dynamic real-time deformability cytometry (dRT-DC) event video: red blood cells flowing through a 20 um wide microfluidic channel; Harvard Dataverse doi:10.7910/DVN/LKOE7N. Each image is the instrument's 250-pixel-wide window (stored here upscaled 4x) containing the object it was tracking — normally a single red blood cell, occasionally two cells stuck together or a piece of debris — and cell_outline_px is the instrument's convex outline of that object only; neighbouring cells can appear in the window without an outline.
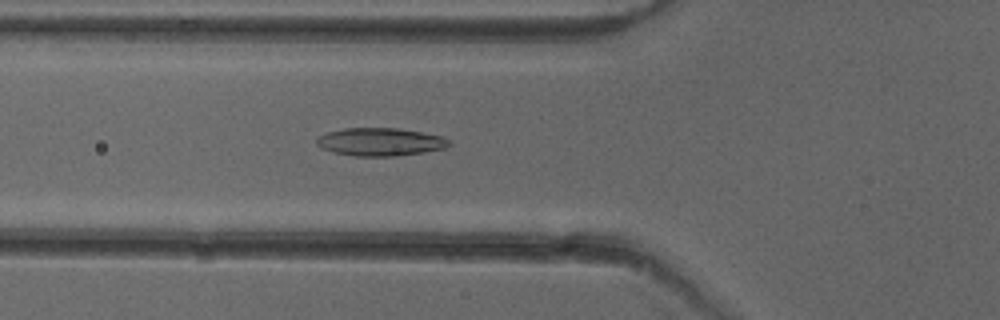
{"species": "common noctule bat (a hibernating species)", "species_latin": "Nyctalus noctula", "temperature_condition": "cold", "stored_images_in_passage": 52, "camera_frame_rate_fps": 3000, "um_per_image_px": 0.085, "animal": {"sex": "female"}, "frame": {"image": 1, "passage_image": 19, "time_ms": 6.0, "image_size_px": [1000, 320], "cell_outline_px": [[452, 144], [444, 148], [424, 152], [400, 156], [352, 156], [332, 152], [320, 148], [316, 144], [316, 136], [328, 132], [344, 128], [400, 128], [440, 136], [448, 140]], "centroid_in_image_um": [32.26, 12.07], "position_along_channel_um": 93.5, "area_um2": 21.73}}
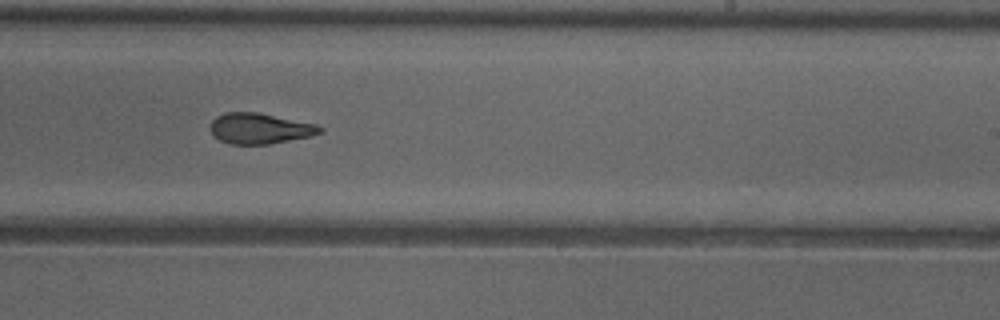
{"frame": {"image": 2, "passage_image": 32, "time_ms": 10.333, "image_size_px": [1000, 320], "cell_outline_px": [[324, 132], [312, 136], [268, 144], [232, 144], [220, 140], [212, 136], [208, 128], [212, 120], [216, 116], [224, 112], [256, 112], [316, 124], [324, 128]], "centroid_in_image_um": [22.06, 10.92], "position_along_channel_um": 266.9, "area_um2": 19.77}}
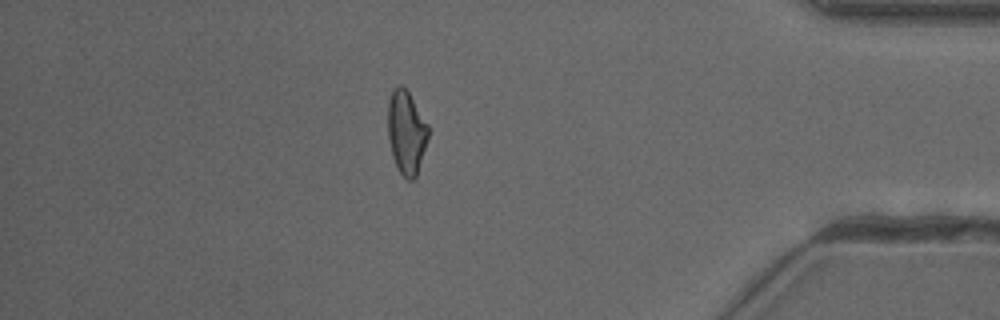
{"frame": {"image": 3, "passage_image": 45, "time_ms": 14.667, "image_size_px": [1000, 320], "cell_outline_px": [[428, 136], [416, 176], [412, 180], [408, 180], [400, 172], [392, 156], [388, 140], [388, 100], [392, 88], [400, 84], [408, 92], [428, 124]], "centroid_in_image_um": [34.51, 11.21], "position_along_channel_um": 400.7, "area_um2": 19.42}, "authors_computed_cell_mechanics": {"area_um2": 20.23, "velocity_mm_per_s": 3.9862, "shape_relaxation_time_tau1_ms": 10.1951, "shape_relaxation_time_tau2_ms": 2.4225, "deformation_change_tau1": 0.2229, "deformation_change_tau2": 0.0936}}